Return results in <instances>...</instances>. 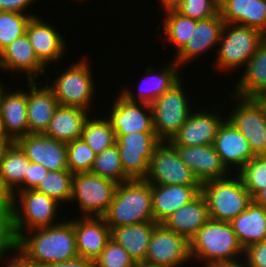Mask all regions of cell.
Instances as JSON below:
<instances>
[{
	"label": "cell",
	"mask_w": 266,
	"mask_h": 267,
	"mask_svg": "<svg viewBox=\"0 0 266 267\" xmlns=\"http://www.w3.org/2000/svg\"><path fill=\"white\" fill-rule=\"evenodd\" d=\"M140 267H160V266H152V265H147V264H140Z\"/></svg>",
	"instance_id": "obj_56"
},
{
	"label": "cell",
	"mask_w": 266,
	"mask_h": 267,
	"mask_svg": "<svg viewBox=\"0 0 266 267\" xmlns=\"http://www.w3.org/2000/svg\"><path fill=\"white\" fill-rule=\"evenodd\" d=\"M208 220L207 203L200 192L193 200L168 216L162 224L176 234L191 240Z\"/></svg>",
	"instance_id": "obj_28"
},
{
	"label": "cell",
	"mask_w": 266,
	"mask_h": 267,
	"mask_svg": "<svg viewBox=\"0 0 266 267\" xmlns=\"http://www.w3.org/2000/svg\"><path fill=\"white\" fill-rule=\"evenodd\" d=\"M163 67L162 70L156 74L154 71L155 69L150 67H146L145 70V77L142 78L141 83L145 86L140 87L139 94H134V91L132 88H123L122 91H120V94L125 97L127 100L132 102H137L138 100L143 103L152 104L159 96H161L165 91L170 89L173 85H175L181 78H180V66L172 60V63ZM152 69V70H151ZM155 73V74H154ZM148 78H152V80H148ZM147 80V81H145ZM149 81V82H148ZM151 81V82H150ZM146 82L150 83L148 84L146 88ZM147 89V90H146ZM133 91V92H132ZM135 95V97H134ZM138 99L136 100V98Z\"/></svg>",
	"instance_id": "obj_27"
},
{
	"label": "cell",
	"mask_w": 266,
	"mask_h": 267,
	"mask_svg": "<svg viewBox=\"0 0 266 267\" xmlns=\"http://www.w3.org/2000/svg\"><path fill=\"white\" fill-rule=\"evenodd\" d=\"M266 35L258 29L225 23L216 59L219 70L229 71L246 65L258 50Z\"/></svg>",
	"instance_id": "obj_5"
},
{
	"label": "cell",
	"mask_w": 266,
	"mask_h": 267,
	"mask_svg": "<svg viewBox=\"0 0 266 267\" xmlns=\"http://www.w3.org/2000/svg\"><path fill=\"white\" fill-rule=\"evenodd\" d=\"M165 19L159 23V29L164 31L166 41L172 43V46L176 47V54H178L192 38V35L196 29L197 20L184 16L177 10L169 11L165 13Z\"/></svg>",
	"instance_id": "obj_34"
},
{
	"label": "cell",
	"mask_w": 266,
	"mask_h": 267,
	"mask_svg": "<svg viewBox=\"0 0 266 267\" xmlns=\"http://www.w3.org/2000/svg\"><path fill=\"white\" fill-rule=\"evenodd\" d=\"M213 145L222 163L229 171L232 170V167L234 170L235 167L234 171L239 172L248 161L255 157L248 140L232 124L227 115L218 130Z\"/></svg>",
	"instance_id": "obj_18"
},
{
	"label": "cell",
	"mask_w": 266,
	"mask_h": 267,
	"mask_svg": "<svg viewBox=\"0 0 266 267\" xmlns=\"http://www.w3.org/2000/svg\"><path fill=\"white\" fill-rule=\"evenodd\" d=\"M95 116L86 119L81 138L97 155L116 143V135L108 118Z\"/></svg>",
	"instance_id": "obj_35"
},
{
	"label": "cell",
	"mask_w": 266,
	"mask_h": 267,
	"mask_svg": "<svg viewBox=\"0 0 266 267\" xmlns=\"http://www.w3.org/2000/svg\"><path fill=\"white\" fill-rule=\"evenodd\" d=\"M73 175L69 170L48 171L34 190L54 198L60 204L69 203L72 196Z\"/></svg>",
	"instance_id": "obj_36"
},
{
	"label": "cell",
	"mask_w": 266,
	"mask_h": 267,
	"mask_svg": "<svg viewBox=\"0 0 266 267\" xmlns=\"http://www.w3.org/2000/svg\"><path fill=\"white\" fill-rule=\"evenodd\" d=\"M162 141L156 132H135L116 135V145L124 173L130 179H145L149 161Z\"/></svg>",
	"instance_id": "obj_13"
},
{
	"label": "cell",
	"mask_w": 266,
	"mask_h": 267,
	"mask_svg": "<svg viewBox=\"0 0 266 267\" xmlns=\"http://www.w3.org/2000/svg\"><path fill=\"white\" fill-rule=\"evenodd\" d=\"M159 2L161 3L162 7L165 8L164 11L166 13L177 10L181 6L183 0H159Z\"/></svg>",
	"instance_id": "obj_50"
},
{
	"label": "cell",
	"mask_w": 266,
	"mask_h": 267,
	"mask_svg": "<svg viewBox=\"0 0 266 267\" xmlns=\"http://www.w3.org/2000/svg\"><path fill=\"white\" fill-rule=\"evenodd\" d=\"M35 14L0 11V52L19 36L26 33L27 25Z\"/></svg>",
	"instance_id": "obj_38"
},
{
	"label": "cell",
	"mask_w": 266,
	"mask_h": 267,
	"mask_svg": "<svg viewBox=\"0 0 266 267\" xmlns=\"http://www.w3.org/2000/svg\"><path fill=\"white\" fill-rule=\"evenodd\" d=\"M29 162L21 147L12 142L0 165L2 182L11 194L24 182Z\"/></svg>",
	"instance_id": "obj_33"
},
{
	"label": "cell",
	"mask_w": 266,
	"mask_h": 267,
	"mask_svg": "<svg viewBox=\"0 0 266 267\" xmlns=\"http://www.w3.org/2000/svg\"><path fill=\"white\" fill-rule=\"evenodd\" d=\"M173 147L201 184L230 176L213 144Z\"/></svg>",
	"instance_id": "obj_17"
},
{
	"label": "cell",
	"mask_w": 266,
	"mask_h": 267,
	"mask_svg": "<svg viewBox=\"0 0 266 267\" xmlns=\"http://www.w3.org/2000/svg\"><path fill=\"white\" fill-rule=\"evenodd\" d=\"M16 254L9 256L6 260L5 267H44L36 264L34 261L28 259L20 250L17 249ZM8 263V264H7Z\"/></svg>",
	"instance_id": "obj_48"
},
{
	"label": "cell",
	"mask_w": 266,
	"mask_h": 267,
	"mask_svg": "<svg viewBox=\"0 0 266 267\" xmlns=\"http://www.w3.org/2000/svg\"><path fill=\"white\" fill-rule=\"evenodd\" d=\"M37 80L27 81V119L29 133H44L59 106L53 91L46 85L39 87Z\"/></svg>",
	"instance_id": "obj_24"
},
{
	"label": "cell",
	"mask_w": 266,
	"mask_h": 267,
	"mask_svg": "<svg viewBox=\"0 0 266 267\" xmlns=\"http://www.w3.org/2000/svg\"><path fill=\"white\" fill-rule=\"evenodd\" d=\"M245 267H266V240L249 245L244 249Z\"/></svg>",
	"instance_id": "obj_43"
},
{
	"label": "cell",
	"mask_w": 266,
	"mask_h": 267,
	"mask_svg": "<svg viewBox=\"0 0 266 267\" xmlns=\"http://www.w3.org/2000/svg\"><path fill=\"white\" fill-rule=\"evenodd\" d=\"M254 98L266 109V87Z\"/></svg>",
	"instance_id": "obj_54"
},
{
	"label": "cell",
	"mask_w": 266,
	"mask_h": 267,
	"mask_svg": "<svg viewBox=\"0 0 266 267\" xmlns=\"http://www.w3.org/2000/svg\"><path fill=\"white\" fill-rule=\"evenodd\" d=\"M95 157L94 151L82 138L67 143V164L71 173L90 172Z\"/></svg>",
	"instance_id": "obj_40"
},
{
	"label": "cell",
	"mask_w": 266,
	"mask_h": 267,
	"mask_svg": "<svg viewBox=\"0 0 266 267\" xmlns=\"http://www.w3.org/2000/svg\"><path fill=\"white\" fill-rule=\"evenodd\" d=\"M103 218L110 229L154 221L152 185L144 179H131L118 184L113 201Z\"/></svg>",
	"instance_id": "obj_3"
},
{
	"label": "cell",
	"mask_w": 266,
	"mask_h": 267,
	"mask_svg": "<svg viewBox=\"0 0 266 267\" xmlns=\"http://www.w3.org/2000/svg\"><path fill=\"white\" fill-rule=\"evenodd\" d=\"M89 113L82 108L59 105L43 134L65 143L81 138Z\"/></svg>",
	"instance_id": "obj_29"
},
{
	"label": "cell",
	"mask_w": 266,
	"mask_h": 267,
	"mask_svg": "<svg viewBox=\"0 0 266 267\" xmlns=\"http://www.w3.org/2000/svg\"><path fill=\"white\" fill-rule=\"evenodd\" d=\"M216 112L219 113H211L204 109L191 112L185 124L168 142L172 146L212 145L221 124L226 119L225 115L223 118Z\"/></svg>",
	"instance_id": "obj_16"
},
{
	"label": "cell",
	"mask_w": 266,
	"mask_h": 267,
	"mask_svg": "<svg viewBox=\"0 0 266 267\" xmlns=\"http://www.w3.org/2000/svg\"><path fill=\"white\" fill-rule=\"evenodd\" d=\"M89 61L83 57L65 69L62 74L50 83L47 78V85L58 100L59 105L78 107L91 111L90 107L96 91L93 74Z\"/></svg>",
	"instance_id": "obj_6"
},
{
	"label": "cell",
	"mask_w": 266,
	"mask_h": 267,
	"mask_svg": "<svg viewBox=\"0 0 266 267\" xmlns=\"http://www.w3.org/2000/svg\"><path fill=\"white\" fill-rule=\"evenodd\" d=\"M12 203V194L4 186L0 176V204Z\"/></svg>",
	"instance_id": "obj_51"
},
{
	"label": "cell",
	"mask_w": 266,
	"mask_h": 267,
	"mask_svg": "<svg viewBox=\"0 0 266 267\" xmlns=\"http://www.w3.org/2000/svg\"><path fill=\"white\" fill-rule=\"evenodd\" d=\"M90 172L118 184L131 180L124 173L116 144L96 155Z\"/></svg>",
	"instance_id": "obj_37"
},
{
	"label": "cell",
	"mask_w": 266,
	"mask_h": 267,
	"mask_svg": "<svg viewBox=\"0 0 266 267\" xmlns=\"http://www.w3.org/2000/svg\"><path fill=\"white\" fill-rule=\"evenodd\" d=\"M12 142L13 141L11 139H0V165L4 157V153Z\"/></svg>",
	"instance_id": "obj_53"
},
{
	"label": "cell",
	"mask_w": 266,
	"mask_h": 267,
	"mask_svg": "<svg viewBox=\"0 0 266 267\" xmlns=\"http://www.w3.org/2000/svg\"><path fill=\"white\" fill-rule=\"evenodd\" d=\"M80 217L74 219L77 253L94 261L111 239V229L103 217Z\"/></svg>",
	"instance_id": "obj_21"
},
{
	"label": "cell",
	"mask_w": 266,
	"mask_h": 267,
	"mask_svg": "<svg viewBox=\"0 0 266 267\" xmlns=\"http://www.w3.org/2000/svg\"><path fill=\"white\" fill-rule=\"evenodd\" d=\"M46 267H95V263L93 260L78 256L71 260L51 263Z\"/></svg>",
	"instance_id": "obj_49"
},
{
	"label": "cell",
	"mask_w": 266,
	"mask_h": 267,
	"mask_svg": "<svg viewBox=\"0 0 266 267\" xmlns=\"http://www.w3.org/2000/svg\"><path fill=\"white\" fill-rule=\"evenodd\" d=\"M179 13L194 20H205L219 13V0H183Z\"/></svg>",
	"instance_id": "obj_42"
},
{
	"label": "cell",
	"mask_w": 266,
	"mask_h": 267,
	"mask_svg": "<svg viewBox=\"0 0 266 267\" xmlns=\"http://www.w3.org/2000/svg\"><path fill=\"white\" fill-rule=\"evenodd\" d=\"M117 185L91 172L75 173L70 203H78L82 217H103L113 201Z\"/></svg>",
	"instance_id": "obj_8"
},
{
	"label": "cell",
	"mask_w": 266,
	"mask_h": 267,
	"mask_svg": "<svg viewBox=\"0 0 266 267\" xmlns=\"http://www.w3.org/2000/svg\"><path fill=\"white\" fill-rule=\"evenodd\" d=\"M18 250L44 267L78 257L74 220L23 232L18 237Z\"/></svg>",
	"instance_id": "obj_1"
},
{
	"label": "cell",
	"mask_w": 266,
	"mask_h": 267,
	"mask_svg": "<svg viewBox=\"0 0 266 267\" xmlns=\"http://www.w3.org/2000/svg\"><path fill=\"white\" fill-rule=\"evenodd\" d=\"M181 80L151 104L154 131L161 141L171 140L192 112Z\"/></svg>",
	"instance_id": "obj_9"
},
{
	"label": "cell",
	"mask_w": 266,
	"mask_h": 267,
	"mask_svg": "<svg viewBox=\"0 0 266 267\" xmlns=\"http://www.w3.org/2000/svg\"><path fill=\"white\" fill-rule=\"evenodd\" d=\"M12 203L14 227L18 237L25 231L58 224L55 219L57 221L60 203L54 198L35 190L14 191Z\"/></svg>",
	"instance_id": "obj_7"
},
{
	"label": "cell",
	"mask_w": 266,
	"mask_h": 267,
	"mask_svg": "<svg viewBox=\"0 0 266 267\" xmlns=\"http://www.w3.org/2000/svg\"><path fill=\"white\" fill-rule=\"evenodd\" d=\"M230 224L244 249L251 244L266 240V209L254 202Z\"/></svg>",
	"instance_id": "obj_31"
},
{
	"label": "cell",
	"mask_w": 266,
	"mask_h": 267,
	"mask_svg": "<svg viewBox=\"0 0 266 267\" xmlns=\"http://www.w3.org/2000/svg\"><path fill=\"white\" fill-rule=\"evenodd\" d=\"M233 94L242 98H254L266 87V38L243 69Z\"/></svg>",
	"instance_id": "obj_32"
},
{
	"label": "cell",
	"mask_w": 266,
	"mask_h": 267,
	"mask_svg": "<svg viewBox=\"0 0 266 267\" xmlns=\"http://www.w3.org/2000/svg\"><path fill=\"white\" fill-rule=\"evenodd\" d=\"M233 96L235 106L227 118L248 140L255 156L266 155V109L255 98Z\"/></svg>",
	"instance_id": "obj_11"
},
{
	"label": "cell",
	"mask_w": 266,
	"mask_h": 267,
	"mask_svg": "<svg viewBox=\"0 0 266 267\" xmlns=\"http://www.w3.org/2000/svg\"><path fill=\"white\" fill-rule=\"evenodd\" d=\"M219 12L225 23L252 27L266 35V0H219Z\"/></svg>",
	"instance_id": "obj_26"
},
{
	"label": "cell",
	"mask_w": 266,
	"mask_h": 267,
	"mask_svg": "<svg viewBox=\"0 0 266 267\" xmlns=\"http://www.w3.org/2000/svg\"><path fill=\"white\" fill-rule=\"evenodd\" d=\"M237 174L252 197L258 191L264 190L266 188V155L253 157Z\"/></svg>",
	"instance_id": "obj_39"
},
{
	"label": "cell",
	"mask_w": 266,
	"mask_h": 267,
	"mask_svg": "<svg viewBox=\"0 0 266 267\" xmlns=\"http://www.w3.org/2000/svg\"><path fill=\"white\" fill-rule=\"evenodd\" d=\"M111 105L108 119L115 135H126L135 132H155L151 104L132 102L121 94Z\"/></svg>",
	"instance_id": "obj_14"
},
{
	"label": "cell",
	"mask_w": 266,
	"mask_h": 267,
	"mask_svg": "<svg viewBox=\"0 0 266 267\" xmlns=\"http://www.w3.org/2000/svg\"><path fill=\"white\" fill-rule=\"evenodd\" d=\"M35 2L34 0H0V11L23 13Z\"/></svg>",
	"instance_id": "obj_46"
},
{
	"label": "cell",
	"mask_w": 266,
	"mask_h": 267,
	"mask_svg": "<svg viewBox=\"0 0 266 267\" xmlns=\"http://www.w3.org/2000/svg\"><path fill=\"white\" fill-rule=\"evenodd\" d=\"M144 180L150 185H202L168 141L154 150Z\"/></svg>",
	"instance_id": "obj_10"
},
{
	"label": "cell",
	"mask_w": 266,
	"mask_h": 267,
	"mask_svg": "<svg viewBox=\"0 0 266 267\" xmlns=\"http://www.w3.org/2000/svg\"><path fill=\"white\" fill-rule=\"evenodd\" d=\"M190 243L192 260L205 262L206 267L242 264L238 256L243 254L244 257V248L239 243L230 222L209 219Z\"/></svg>",
	"instance_id": "obj_2"
},
{
	"label": "cell",
	"mask_w": 266,
	"mask_h": 267,
	"mask_svg": "<svg viewBox=\"0 0 266 267\" xmlns=\"http://www.w3.org/2000/svg\"><path fill=\"white\" fill-rule=\"evenodd\" d=\"M201 193L207 203L209 219L216 221L231 222L253 202L237 173L230 178L202 183Z\"/></svg>",
	"instance_id": "obj_4"
},
{
	"label": "cell",
	"mask_w": 266,
	"mask_h": 267,
	"mask_svg": "<svg viewBox=\"0 0 266 267\" xmlns=\"http://www.w3.org/2000/svg\"><path fill=\"white\" fill-rule=\"evenodd\" d=\"M253 202L266 209V188L258 191L253 197Z\"/></svg>",
	"instance_id": "obj_52"
},
{
	"label": "cell",
	"mask_w": 266,
	"mask_h": 267,
	"mask_svg": "<svg viewBox=\"0 0 266 267\" xmlns=\"http://www.w3.org/2000/svg\"><path fill=\"white\" fill-rule=\"evenodd\" d=\"M229 267H245L243 264L240 265H234V266H229Z\"/></svg>",
	"instance_id": "obj_57"
},
{
	"label": "cell",
	"mask_w": 266,
	"mask_h": 267,
	"mask_svg": "<svg viewBox=\"0 0 266 267\" xmlns=\"http://www.w3.org/2000/svg\"><path fill=\"white\" fill-rule=\"evenodd\" d=\"M15 91L9 92L5 85L0 89V118L6 134L13 142L29 134L27 90Z\"/></svg>",
	"instance_id": "obj_22"
},
{
	"label": "cell",
	"mask_w": 266,
	"mask_h": 267,
	"mask_svg": "<svg viewBox=\"0 0 266 267\" xmlns=\"http://www.w3.org/2000/svg\"><path fill=\"white\" fill-rule=\"evenodd\" d=\"M202 185H152V213L156 223H162L178 208L193 200Z\"/></svg>",
	"instance_id": "obj_25"
},
{
	"label": "cell",
	"mask_w": 266,
	"mask_h": 267,
	"mask_svg": "<svg viewBox=\"0 0 266 267\" xmlns=\"http://www.w3.org/2000/svg\"><path fill=\"white\" fill-rule=\"evenodd\" d=\"M0 69L9 72L17 71L27 74V80L32 81L43 76L45 66L38 60L27 34L19 36L0 52Z\"/></svg>",
	"instance_id": "obj_20"
},
{
	"label": "cell",
	"mask_w": 266,
	"mask_h": 267,
	"mask_svg": "<svg viewBox=\"0 0 266 267\" xmlns=\"http://www.w3.org/2000/svg\"><path fill=\"white\" fill-rule=\"evenodd\" d=\"M190 260V240L158 223L151 235L143 263L160 267H182Z\"/></svg>",
	"instance_id": "obj_12"
},
{
	"label": "cell",
	"mask_w": 266,
	"mask_h": 267,
	"mask_svg": "<svg viewBox=\"0 0 266 267\" xmlns=\"http://www.w3.org/2000/svg\"><path fill=\"white\" fill-rule=\"evenodd\" d=\"M225 22L221 17L220 12L208 19L197 21L196 29L192 38L188 41L185 47L174 55V61L181 67L187 63H191L193 59L199 58L208 49L216 47L219 44L221 34Z\"/></svg>",
	"instance_id": "obj_23"
},
{
	"label": "cell",
	"mask_w": 266,
	"mask_h": 267,
	"mask_svg": "<svg viewBox=\"0 0 266 267\" xmlns=\"http://www.w3.org/2000/svg\"><path fill=\"white\" fill-rule=\"evenodd\" d=\"M95 267H136L129 253L114 240L110 239L102 253L94 260Z\"/></svg>",
	"instance_id": "obj_41"
},
{
	"label": "cell",
	"mask_w": 266,
	"mask_h": 267,
	"mask_svg": "<svg viewBox=\"0 0 266 267\" xmlns=\"http://www.w3.org/2000/svg\"><path fill=\"white\" fill-rule=\"evenodd\" d=\"M47 174L48 170L44 166L30 161L25 180L15 191L34 190Z\"/></svg>",
	"instance_id": "obj_44"
},
{
	"label": "cell",
	"mask_w": 266,
	"mask_h": 267,
	"mask_svg": "<svg viewBox=\"0 0 266 267\" xmlns=\"http://www.w3.org/2000/svg\"><path fill=\"white\" fill-rule=\"evenodd\" d=\"M157 224L155 221H147L113 227L111 239L121 245L137 265L142 264L145 261L149 241Z\"/></svg>",
	"instance_id": "obj_30"
},
{
	"label": "cell",
	"mask_w": 266,
	"mask_h": 267,
	"mask_svg": "<svg viewBox=\"0 0 266 267\" xmlns=\"http://www.w3.org/2000/svg\"><path fill=\"white\" fill-rule=\"evenodd\" d=\"M0 139H10L8 137V135L5 132L4 126H3V122L0 118Z\"/></svg>",
	"instance_id": "obj_55"
},
{
	"label": "cell",
	"mask_w": 266,
	"mask_h": 267,
	"mask_svg": "<svg viewBox=\"0 0 266 267\" xmlns=\"http://www.w3.org/2000/svg\"><path fill=\"white\" fill-rule=\"evenodd\" d=\"M17 249L18 236H0V263L9 258V252L15 254L14 252H16Z\"/></svg>",
	"instance_id": "obj_47"
},
{
	"label": "cell",
	"mask_w": 266,
	"mask_h": 267,
	"mask_svg": "<svg viewBox=\"0 0 266 267\" xmlns=\"http://www.w3.org/2000/svg\"><path fill=\"white\" fill-rule=\"evenodd\" d=\"M42 19L43 17H32L27 25L26 34L38 60L47 67L64 57L67 46L58 30Z\"/></svg>",
	"instance_id": "obj_19"
},
{
	"label": "cell",
	"mask_w": 266,
	"mask_h": 267,
	"mask_svg": "<svg viewBox=\"0 0 266 267\" xmlns=\"http://www.w3.org/2000/svg\"><path fill=\"white\" fill-rule=\"evenodd\" d=\"M27 158L48 171L68 170L67 143L43 133H29L15 141Z\"/></svg>",
	"instance_id": "obj_15"
},
{
	"label": "cell",
	"mask_w": 266,
	"mask_h": 267,
	"mask_svg": "<svg viewBox=\"0 0 266 267\" xmlns=\"http://www.w3.org/2000/svg\"><path fill=\"white\" fill-rule=\"evenodd\" d=\"M0 236H17L13 203L0 204Z\"/></svg>",
	"instance_id": "obj_45"
}]
</instances>
